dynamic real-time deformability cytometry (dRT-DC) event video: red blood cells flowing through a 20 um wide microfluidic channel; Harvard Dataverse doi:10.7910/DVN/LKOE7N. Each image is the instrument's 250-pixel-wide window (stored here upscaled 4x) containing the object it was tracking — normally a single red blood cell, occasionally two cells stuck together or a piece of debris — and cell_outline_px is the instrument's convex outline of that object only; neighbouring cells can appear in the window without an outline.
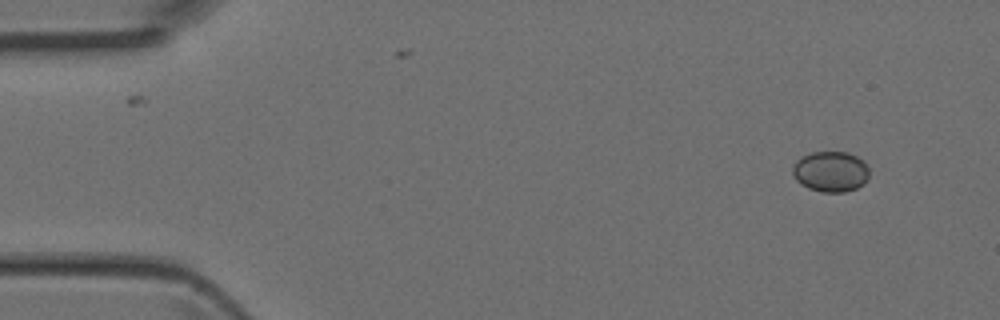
{"species": "Egyptian fruit bat (a non-hibernating species)", "species_latin": "Rousettus aegyptiacus", "temperature_condition": "room temperature", "stored_images_in_passage": 4, "camera_frame_rate_fps": 3000, "um_per_image_px": 0.085, "animal": {"sex": "female"}, "frame": {"image": 1, "passage_image": 1, "time_ms": 0.0, "image_size_px": [1000, 320], "cell_outline_px": [[868, 180], [864, 184], [856, 188], [844, 192], [824, 192], [808, 188], [800, 184], [796, 180], [792, 172], [792, 168], [796, 160], [800, 156], [812, 152], [848, 152], [864, 160], [868, 168]], "centroid_in_image_um": [70.6, 14.58], "position_along_channel_um": 14.4, "area_um2": 18.32}}
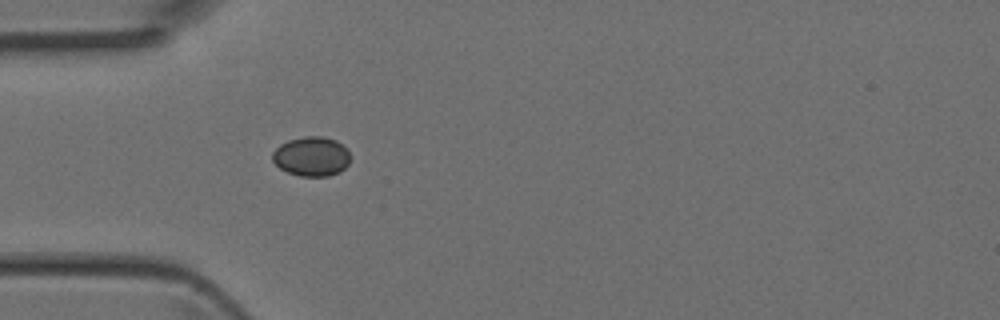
{"frame": {"image": 2, "passage_image": 4, "time_ms": 1.0, "image_size_px": [1000, 320], "cell_outline_px": [[348, 164], [340, 172], [328, 176], [300, 176], [288, 172], [280, 168], [272, 160], [272, 152], [280, 144], [288, 140], [304, 136], [324, 136], [336, 140], [348, 152]], "centroid_in_image_um": [26.45, 13.29], "position_along_channel_um": 58.6, "area_um2": 17.8}}